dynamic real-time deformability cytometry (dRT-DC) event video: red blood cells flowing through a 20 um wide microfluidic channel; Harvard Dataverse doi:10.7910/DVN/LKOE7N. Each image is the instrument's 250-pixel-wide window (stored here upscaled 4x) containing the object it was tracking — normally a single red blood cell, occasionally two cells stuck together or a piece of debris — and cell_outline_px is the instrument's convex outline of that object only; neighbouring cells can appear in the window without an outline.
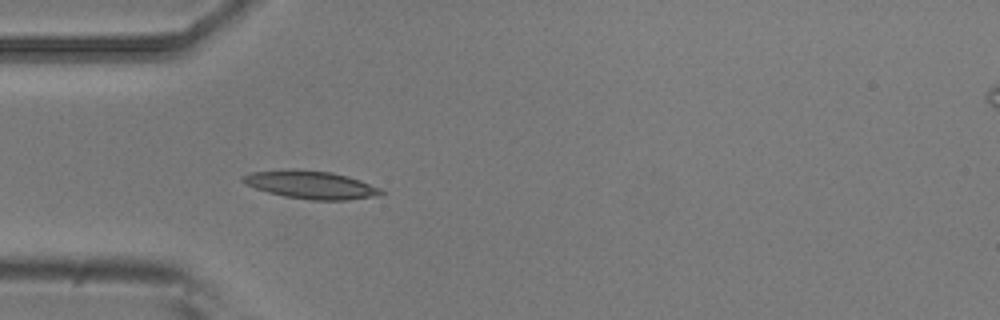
{"species": "common noctule bat (a hibernating species)", "species_latin": "Nyctalus noctula", "temperature_condition": "room temperature", "stored_images_in_passage": 4, "camera_frame_rate_fps": 3000, "um_per_image_px": 0.085, "animal": {"sex": "male", "body_mass_g": 20.5, "forearm_length_mm": 52.5}, "frame": {"image": 1, "passage_image": 4, "time_ms": 1.0, "image_size_px": [1000, 320], "cell_outline_px": [[388, 192], [376, 196], [348, 200], [312, 200], [284, 196], [268, 192], [244, 184], [240, 180], [240, 176], [252, 172], [288, 168], [296, 168], [332, 172], [348, 176], [360, 180], [380, 188]], "centroid_in_image_um": [26.41, 15.69], "position_along_channel_um": 58.6, "area_um2": 22.89}}